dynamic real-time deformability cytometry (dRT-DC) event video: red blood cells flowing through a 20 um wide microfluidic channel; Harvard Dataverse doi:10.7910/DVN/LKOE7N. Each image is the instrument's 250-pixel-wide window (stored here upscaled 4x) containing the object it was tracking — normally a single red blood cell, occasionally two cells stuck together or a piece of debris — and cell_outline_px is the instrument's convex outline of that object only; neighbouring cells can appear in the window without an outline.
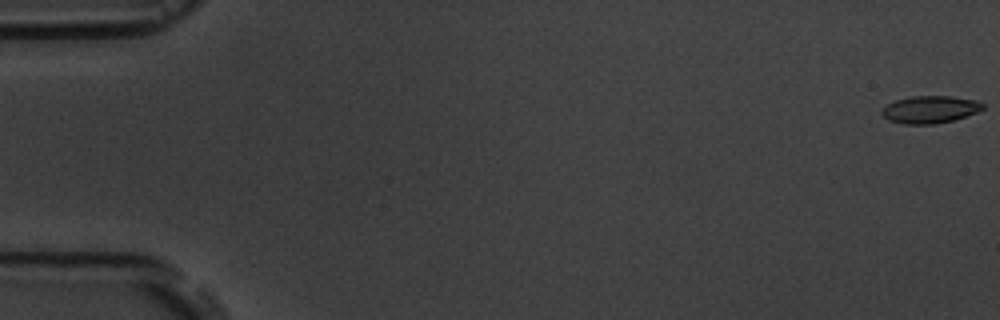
{"species": "common noctule bat (a hibernating species)", "species_latin": "Nyctalus noctula", "temperature_condition": "room temperature", "stored_images_in_passage": 6, "camera_frame_rate_fps": 3000, "um_per_image_px": 0.085, "animal": {"sex": "male", "body_mass_g": 19.5, "forearm_length_mm": 54.6}, "frame": {"image": 1, "passage_image": 1, "time_ms": 0.0, "image_size_px": [1000, 320], "cell_outline_px": [[984, 108], [976, 112], [952, 120], [932, 124], [904, 124], [888, 120], [880, 112], [888, 104], [896, 100], [912, 96], [952, 96], [976, 100], [984, 104]], "centroid_in_image_um": [79.04, 9.3], "position_along_channel_um": 6.0, "area_um2": 15.9}}
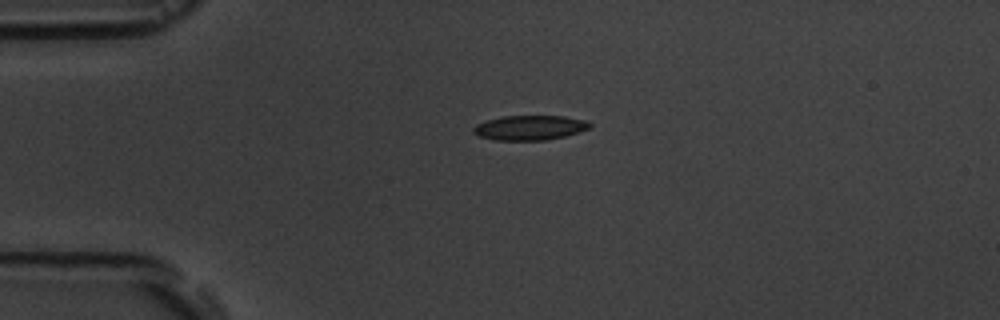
{"frame": {"image": 2, "passage_image": 5, "time_ms": 4.333, "image_size_px": [1000, 320], "cell_outline_px": [[592, 128], [580, 132], [564, 136], [544, 140], [496, 140], [480, 136], [472, 132], [472, 128], [476, 124], [488, 120], [504, 116], [564, 116], [584, 120], [592, 124]], "centroid_in_image_um": [45.05, 10.85], "position_along_channel_um": 39.9, "area_um2": 16.7}}